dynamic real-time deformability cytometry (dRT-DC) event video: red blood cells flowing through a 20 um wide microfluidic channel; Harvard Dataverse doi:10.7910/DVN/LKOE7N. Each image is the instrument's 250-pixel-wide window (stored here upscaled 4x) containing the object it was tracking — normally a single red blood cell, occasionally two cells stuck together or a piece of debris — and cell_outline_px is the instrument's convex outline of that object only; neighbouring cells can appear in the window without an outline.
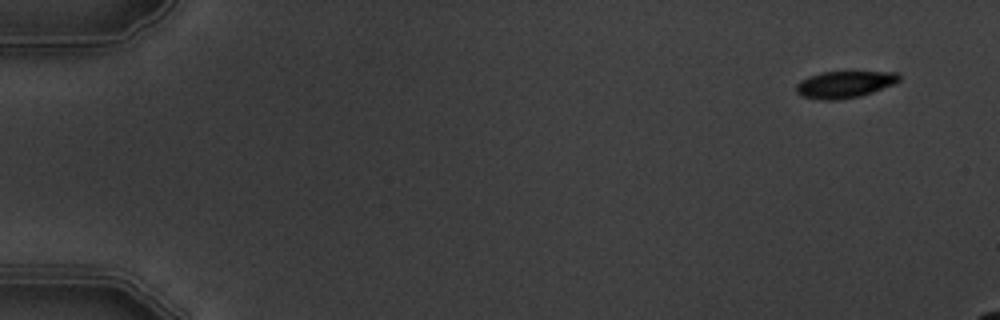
{"species": "common noctule bat (a hibernating species)", "species_latin": "Nyctalus noctula", "temperature_condition": "warm", "stored_images_in_passage": 4, "camera_frame_rate_fps": 3000, "um_per_image_px": 0.085, "animal": {"sex": "male", "body_mass_g": 19.5, "forearm_length_mm": 54.6}, "frame": {"image": 1, "passage_image": 1, "time_ms": 0.0, "image_size_px": [1000, 320], "cell_outline_px": [[900, 80], [892, 84], [872, 92], [860, 96], [840, 100], [824, 100], [800, 96], [796, 92], [796, 84], [800, 80], [808, 76], [824, 72], [896, 72], [900, 76]], "centroid_in_image_um": [71.74, 7.18], "position_along_channel_um": 13.3, "area_um2": 16.01}}